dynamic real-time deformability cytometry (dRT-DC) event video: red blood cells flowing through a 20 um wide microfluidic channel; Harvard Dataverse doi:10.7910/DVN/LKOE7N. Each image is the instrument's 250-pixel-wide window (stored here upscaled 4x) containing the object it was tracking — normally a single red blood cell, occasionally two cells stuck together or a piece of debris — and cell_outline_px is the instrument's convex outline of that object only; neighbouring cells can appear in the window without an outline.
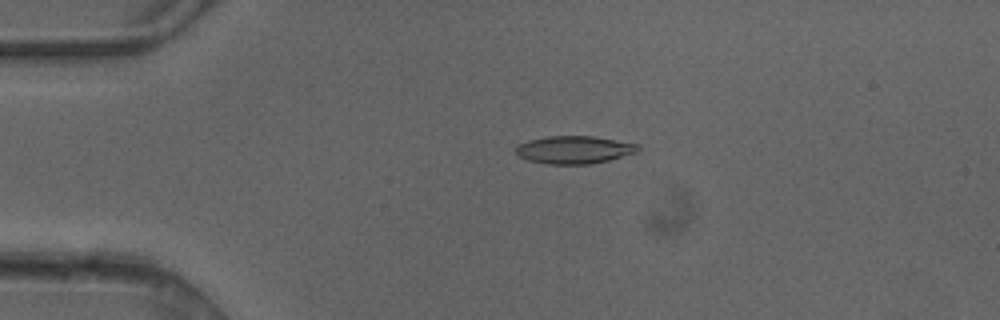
{"species": "common noctule bat (a hibernating species)", "species_latin": "Nyctalus noctula", "temperature_condition": "cold", "stored_images_in_passage": 4, "camera_frame_rate_fps": 3000, "um_per_image_px": 0.085, "animal": {"sex": "female"}, "frame": {"image": 1, "passage_image": 3, "time_ms": 0.667, "image_size_px": [1000, 320], "cell_outline_px": [[640, 148], [636, 152], [608, 160], [588, 164], [548, 164], [528, 160], [520, 156], [516, 152], [516, 144], [528, 140], [548, 136], [592, 136], [640, 144]], "centroid_in_image_um": [48.79, 12.72], "position_along_channel_um": 36.2, "area_um2": 19.65}}